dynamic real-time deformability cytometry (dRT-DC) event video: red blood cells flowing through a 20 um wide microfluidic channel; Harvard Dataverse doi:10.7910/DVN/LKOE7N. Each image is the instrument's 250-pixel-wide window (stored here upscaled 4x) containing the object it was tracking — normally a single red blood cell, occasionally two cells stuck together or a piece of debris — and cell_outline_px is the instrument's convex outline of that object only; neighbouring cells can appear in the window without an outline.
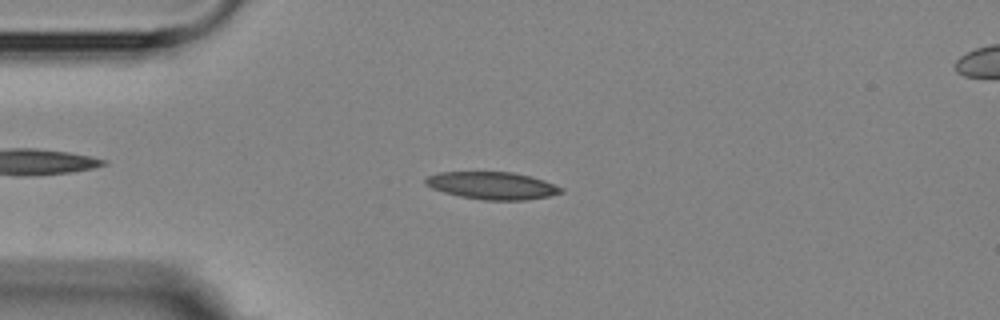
{"species": "Egyptian fruit bat (a non-hibernating species)", "species_latin": "Rousettus aegyptiacus", "temperature_condition": "room temperature", "stored_images_in_passage": 5, "camera_frame_rate_fps": 3000, "um_per_image_px": 0.085, "animal": {"sex": "female"}, "frame": {"image": 1, "passage_image": 3, "time_ms": 2.333, "image_size_px": [1000, 320], "cell_outline_px": [[564, 192], [548, 196], [524, 200], [484, 200], [460, 196], [444, 192], [432, 188], [424, 184], [424, 180], [428, 176], [440, 172], [512, 172], [532, 176], [544, 180], [564, 188]], "centroid_in_image_um": [41.86, 15.77], "position_along_channel_um": 43.1, "area_um2": 21.68}}
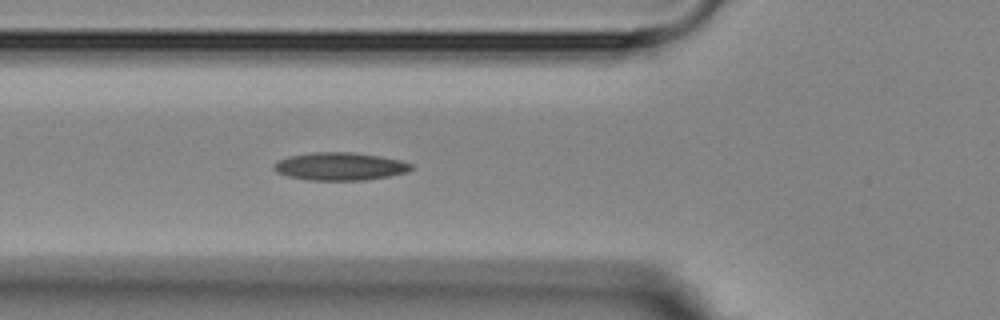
{"frame": {"image": 2, "passage_image": 5, "time_ms": 4.333, "image_size_px": [1000, 320], "cell_outline_px": [[412, 168], [408, 172], [388, 176], [364, 180], [308, 180], [288, 176], [276, 172], [272, 168], [272, 164], [288, 156], [316, 152], [352, 152], [380, 156], [400, 160], [412, 164]], "centroid_in_image_um": [28.88, 14.14], "position_along_channel_um": 96.9, "area_um2": 22.25}}